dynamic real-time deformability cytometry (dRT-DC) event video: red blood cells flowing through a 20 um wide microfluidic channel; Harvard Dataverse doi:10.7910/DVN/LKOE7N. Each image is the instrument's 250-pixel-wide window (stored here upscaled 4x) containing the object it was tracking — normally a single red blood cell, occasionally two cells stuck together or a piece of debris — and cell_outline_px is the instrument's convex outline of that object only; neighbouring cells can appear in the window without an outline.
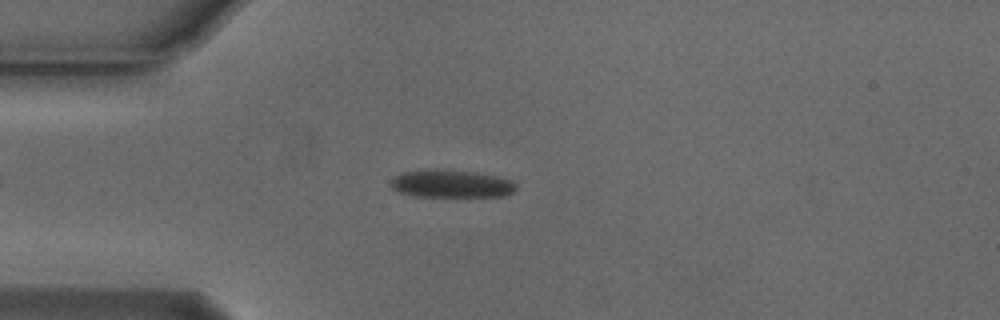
{"species": "Egyptian fruit bat (a non-hibernating species)", "species_latin": "Rousettus aegyptiacus", "temperature_condition": "cold", "stored_images_in_passage": 5, "camera_frame_rate_fps": 3000, "um_per_image_px": 0.085, "animal": {"sex": "male"}, "frame": {"image": 1, "passage_image": 4, "time_ms": 1.0, "image_size_px": [1000, 320], "cell_outline_px": [[516, 188], [512, 192], [504, 196], [412, 196], [396, 192], [392, 188], [392, 180], [400, 172], [472, 172], [496, 176], [512, 180], [516, 184]], "centroid_in_image_um": [38.39, 15.67], "position_along_channel_um": 46.6, "area_um2": 19.25}}